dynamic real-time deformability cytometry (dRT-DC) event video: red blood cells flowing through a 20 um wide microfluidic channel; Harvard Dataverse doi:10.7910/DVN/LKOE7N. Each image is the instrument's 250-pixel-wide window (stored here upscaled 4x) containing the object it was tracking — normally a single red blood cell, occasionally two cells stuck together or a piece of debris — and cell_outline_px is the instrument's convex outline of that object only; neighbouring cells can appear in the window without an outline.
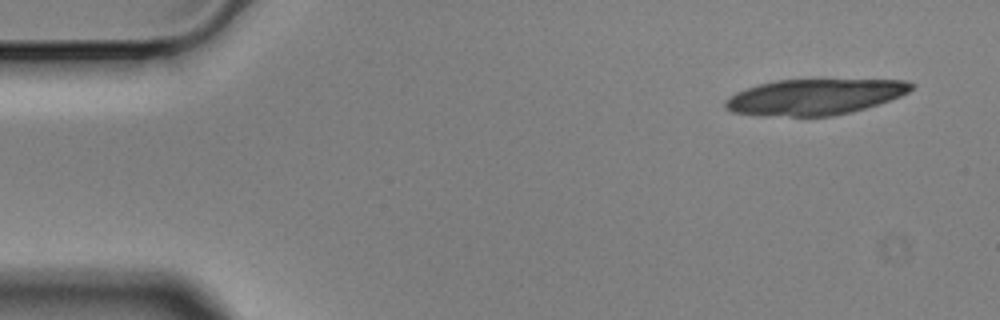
{"species": "Egyptian fruit bat (a non-hibernating species)", "species_latin": "Rousettus aegyptiacus", "temperature_condition": "cold", "stored_images_in_passage": 5, "camera_frame_rate_fps": 3000, "um_per_image_px": 0.085, "animal": {"sex": "male"}, "frame": {"image": 1, "passage_image": 1, "time_ms": 0.0, "image_size_px": [1000, 320], "cell_outline_px": [[916, 84], [908, 92], [900, 96], [864, 108], [832, 116], [764, 116], [732, 112], [724, 108], [724, 104], [736, 92], [760, 84], [776, 80], [908, 80]], "centroid_in_image_um": [69.24, 8.24], "position_along_channel_um": 15.8, "area_um2": 38.38}}
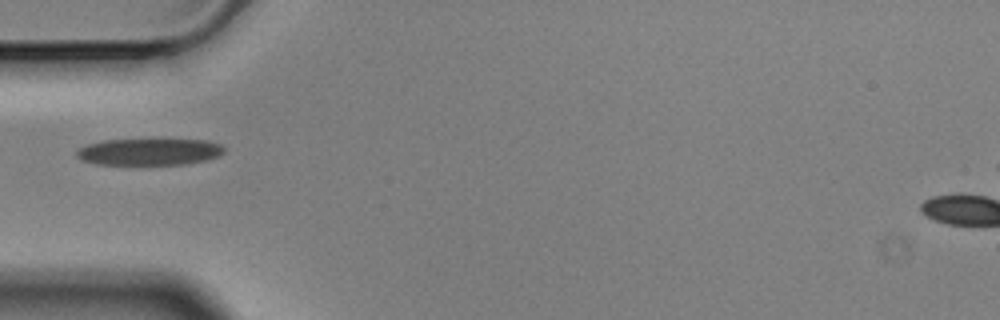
{"frame": {"image": 2, "passage_image": 5, "time_ms": 1.333, "image_size_px": [1000, 320], "cell_outline_px": [[224, 152], [220, 156], [204, 160], [184, 164], [96, 164], [80, 160], [76, 156], [76, 152], [80, 148], [88, 144], [104, 140], [208, 140], [220, 144], [224, 148]], "centroid_in_image_um": [12.68, 12.9], "position_along_channel_um": 72.3, "area_um2": 22.77}}